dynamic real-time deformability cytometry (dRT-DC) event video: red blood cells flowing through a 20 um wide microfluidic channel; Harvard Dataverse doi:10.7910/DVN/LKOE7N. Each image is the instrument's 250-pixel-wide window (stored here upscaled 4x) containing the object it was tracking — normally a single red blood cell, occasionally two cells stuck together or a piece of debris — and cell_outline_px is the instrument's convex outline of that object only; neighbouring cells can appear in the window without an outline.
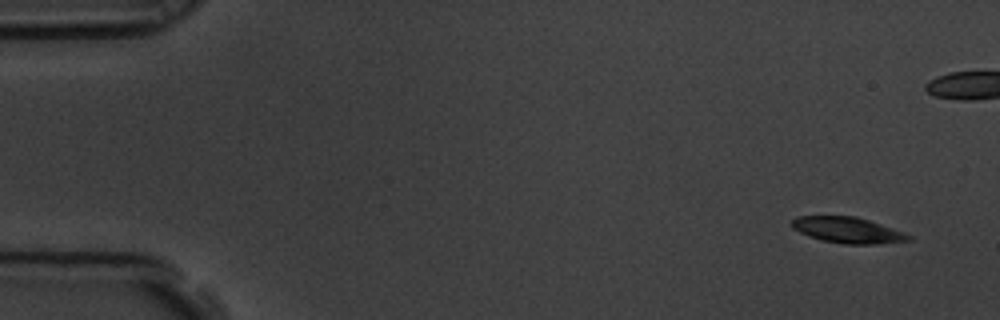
{"species": "common noctule bat (a hibernating species)", "species_latin": "Nyctalus noctula", "temperature_condition": "room temperature", "stored_images_in_passage": 6, "camera_frame_rate_fps": 3000, "um_per_image_px": 0.085, "animal": {"sex": "male", "body_mass_g": 19.5, "forearm_length_mm": 54.6}, "frame": {"image": 1, "passage_image": 1, "time_ms": 0.0, "image_size_px": [1000, 320], "cell_outline_px": [[912, 240], [880, 244], [844, 244], [820, 240], [808, 236], [792, 228], [792, 220], [796, 216], [856, 216], [904, 232], [912, 236]], "centroid_in_image_um": [72.06, 19.57], "position_along_channel_um": 12.9, "area_um2": 17.69}}
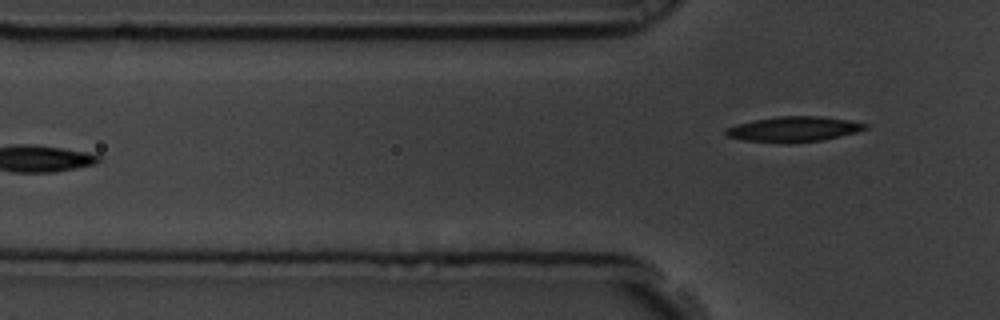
{"frame": {"image": 2, "passage_image": 6, "time_ms": 1.667, "image_size_px": [1000, 320], "cell_outline_px": [[868, 128], [856, 132], [824, 140], [788, 144], [784, 144], [744, 140], [724, 136], [724, 132], [728, 128], [736, 124], [756, 120], [780, 116], [820, 116], [848, 120], [868, 124]], "centroid_in_image_um": [67.46, 11.0], "position_along_channel_um": 58.3, "area_um2": 20.63}}